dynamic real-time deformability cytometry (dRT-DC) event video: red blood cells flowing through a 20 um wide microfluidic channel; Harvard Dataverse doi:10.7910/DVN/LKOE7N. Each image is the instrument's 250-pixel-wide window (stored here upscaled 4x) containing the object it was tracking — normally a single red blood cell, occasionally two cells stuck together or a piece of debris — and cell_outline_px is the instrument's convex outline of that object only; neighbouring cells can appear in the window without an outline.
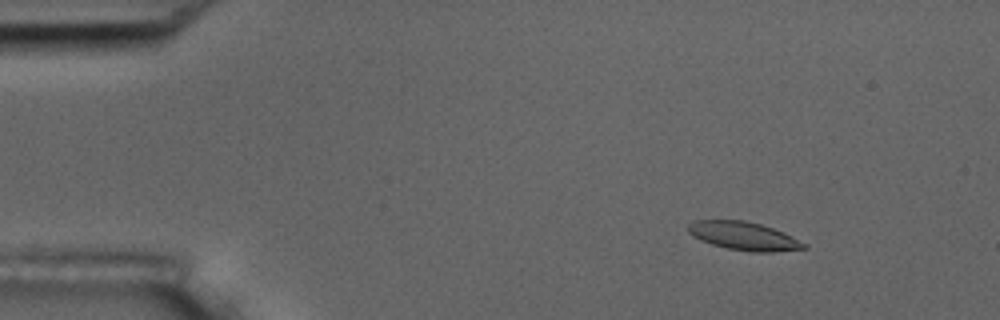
{"species": "common noctule bat (a hibernating species)", "species_latin": "Nyctalus noctula", "temperature_condition": "room temperature", "stored_images_in_passage": 6, "camera_frame_rate_fps": 3000, "um_per_image_px": 0.085, "animal": {"sex": "male", "body_mass_g": 17.5, "forearm_length_mm": 52.3}, "frame": {"image": 1, "passage_image": 3, "time_ms": 2.333, "image_size_px": [1000, 320], "cell_outline_px": [[808, 248], [772, 252], [752, 252], [728, 248], [712, 244], [700, 240], [692, 236], [688, 232], [688, 224], [696, 220], [744, 220], [760, 224], [784, 232], [808, 244]], "centroid_in_image_um": [63.24, 20.06], "position_along_channel_um": 21.8, "area_um2": 19.13}}
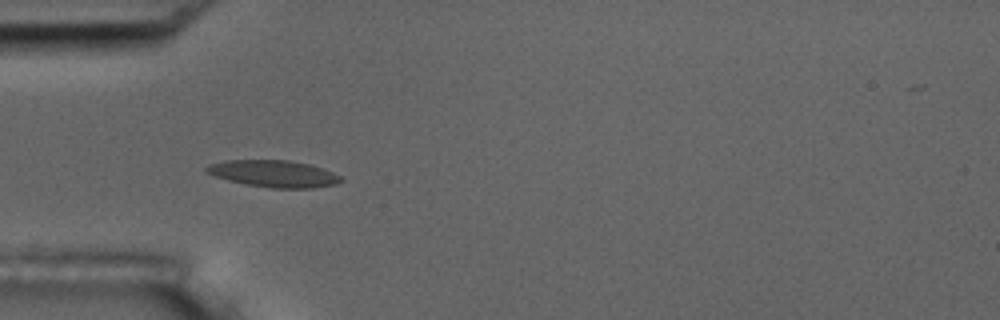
{"frame": {"image": 2, "passage_image": 6, "time_ms": 5.667, "image_size_px": [1000, 320], "cell_outline_px": [[344, 180], [336, 184], [312, 188], [272, 188], [244, 184], [228, 180], [204, 172], [204, 168], [208, 164], [228, 160], [288, 160], [312, 164], [332, 172], [340, 176]], "centroid_in_image_um": [23.26, 14.76], "position_along_channel_um": 61.7, "area_um2": 21.15}}